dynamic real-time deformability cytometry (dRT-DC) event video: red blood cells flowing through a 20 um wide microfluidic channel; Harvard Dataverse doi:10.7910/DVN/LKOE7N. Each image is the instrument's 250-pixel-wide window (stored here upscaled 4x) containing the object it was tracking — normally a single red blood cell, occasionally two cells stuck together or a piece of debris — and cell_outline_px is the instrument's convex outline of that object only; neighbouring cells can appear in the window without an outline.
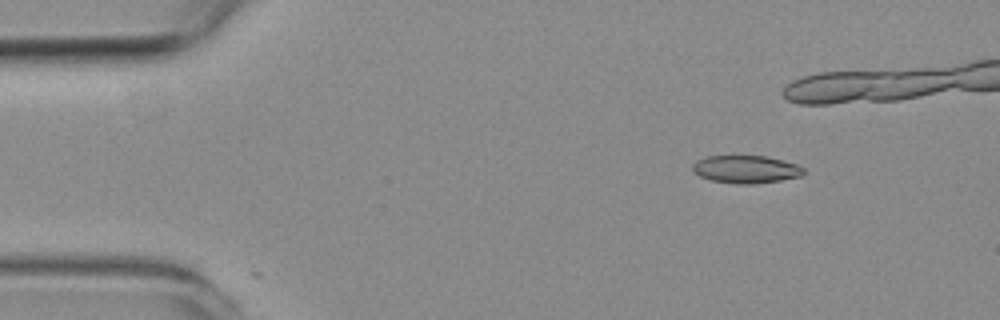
{"species": "common noctule bat (a hibernating species)", "species_latin": "Nyctalus noctula", "temperature_condition": "room temperature", "stored_images_in_passage": 20, "camera_frame_rate_fps": 3000, "um_per_image_px": 0.085, "animal": {"sex": "female", "body_mass_g": 19.3, "forearm_length_mm": 54.1}, "frame": {"image": 1, "passage_image": 1, "time_ms": 0.0, "image_size_px": [1000, 320], "cell_outline_px": [[804, 172], [800, 176], [780, 180], [756, 184], [736, 184], [712, 180], [700, 176], [692, 172], [692, 164], [696, 160], [708, 156], [764, 156], [796, 164], [804, 168]], "centroid_in_image_um": [63.36, 14.39], "position_along_channel_um": 21.6, "area_um2": 17.86}}
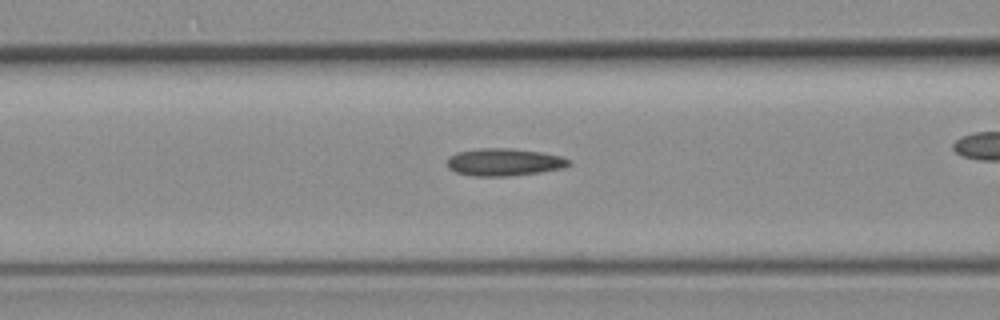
{"frame": {"image": 2, "passage_image": 16, "time_ms": 5.0, "image_size_px": [1000, 320], "cell_outline_px": [[572, 164], [564, 168], [540, 172], [508, 176], [472, 176], [456, 172], [448, 168], [448, 156], [456, 152], [480, 148], [508, 148], [540, 152], [560, 156], [572, 160]], "centroid_in_image_um": [42.86, 13.78], "position_along_channel_um": 123.7, "area_um2": 19.54}}
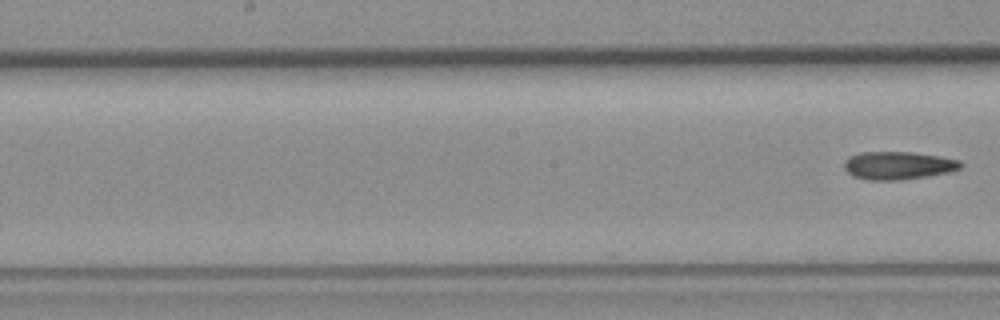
{"frame": {"image": 3, "passage_image": 20, "time_ms": 6.333, "image_size_px": [1000, 320], "cell_outline_px": [[964, 164], [960, 168], [948, 172], [928, 176], [900, 180], [868, 180], [852, 176], [844, 168], [844, 160], [848, 156], [864, 152], [912, 152], [940, 156], [960, 160]], "centroid_in_image_um": [76.34, 14.06], "position_along_channel_um": 171.9, "area_um2": 19.07}}